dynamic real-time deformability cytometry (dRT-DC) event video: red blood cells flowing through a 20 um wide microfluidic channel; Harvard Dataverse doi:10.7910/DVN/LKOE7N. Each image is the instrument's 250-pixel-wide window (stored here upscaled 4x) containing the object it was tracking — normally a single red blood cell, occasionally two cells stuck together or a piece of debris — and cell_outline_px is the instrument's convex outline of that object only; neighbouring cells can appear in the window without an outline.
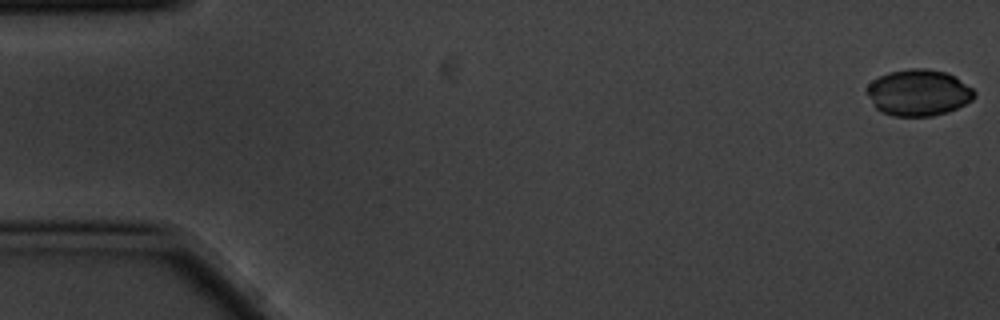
{"species": "common noctule bat (a hibernating species)", "species_latin": "Nyctalus noctula", "temperature_condition": "cold", "stored_images_in_passage": 8, "camera_frame_rate_fps": 3000, "um_per_image_px": 0.085, "animal": {"sex": "male", "body_mass_g": 20.1, "forearm_length_mm": 53.5}, "frame": {"image": 1, "passage_image": 1, "time_ms": 0.0, "image_size_px": [1000, 320], "cell_outline_px": [[976, 96], [972, 100], [948, 112], [932, 116], [892, 116], [880, 112], [872, 104], [864, 92], [864, 88], [872, 80], [888, 72], [908, 68], [928, 68], [944, 72], [956, 76], [972, 88], [976, 92]], "centroid_in_image_um": [78.03, 7.87], "position_along_channel_um": 7.0, "area_um2": 29.54}}